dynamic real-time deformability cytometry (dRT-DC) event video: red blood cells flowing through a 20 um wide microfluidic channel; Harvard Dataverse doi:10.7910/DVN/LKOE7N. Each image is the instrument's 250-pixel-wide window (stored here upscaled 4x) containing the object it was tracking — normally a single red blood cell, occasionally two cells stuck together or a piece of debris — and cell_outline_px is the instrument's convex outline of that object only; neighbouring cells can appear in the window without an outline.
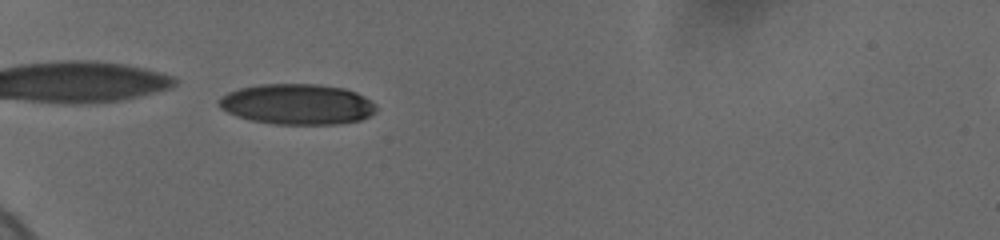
{"species": "human", "species_latin": "Homo sapiens", "temperature_condition": "cold", "stored_images_in_passage": 38, "camera_frame_rate_fps": 3000, "um_per_image_px": 0.085, "donor": {"sex": "female"}, "frame": {"image": 1, "passage_image": 1, "time_ms": 0.0, "image_size_px": [1000, 240], "cell_outline_px": [[376, 112], [360, 120], [336, 124], [276, 124], [252, 120], [236, 116], [220, 108], [216, 104], [228, 92], [240, 88], [260, 84], [316, 84], [344, 88], [356, 92], [372, 100], [376, 104]], "centroid_in_image_um": [25.29, 8.86], "position_along_channel_um": 59.7, "area_um2": 37.17}}
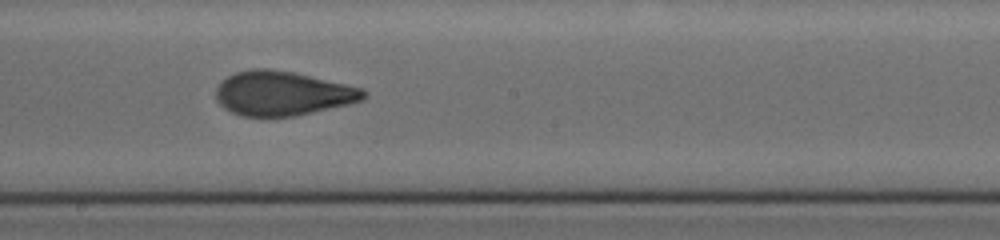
{"frame": {"image": 2, "passage_image": 16, "time_ms": 5.0, "image_size_px": [1000, 240], "cell_outline_px": [[368, 96], [364, 100], [348, 104], [296, 116], [240, 116], [224, 108], [216, 100], [216, 88], [228, 76], [236, 72], [252, 68], [264, 68], [292, 72], [364, 88], [368, 92]], "centroid_in_image_um": [24.04, 7.94], "position_along_channel_um": 224.2, "area_um2": 38.09}}
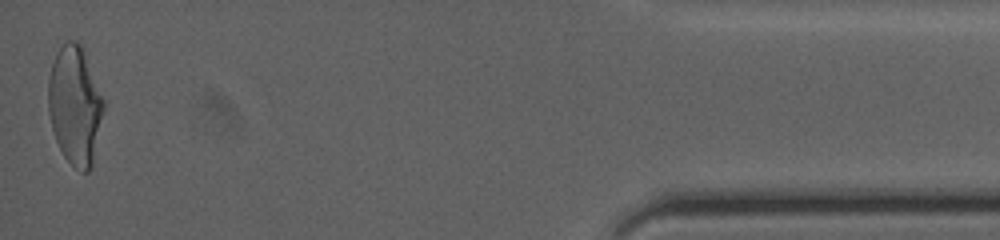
{"frame": {"image": 3, "passage_image": 38, "time_ms": 12.333, "image_size_px": [1000, 240], "cell_outline_px": [[104, 108], [92, 168], [88, 172], [84, 172], [76, 168], [64, 156], [56, 140], [52, 128], [48, 112], [48, 80], [52, 64], [60, 48], [68, 40], [76, 40], [80, 44], [84, 52], [104, 100]], "centroid_in_image_um": [6.37, 8.98], "position_along_channel_um": 428.8, "area_um2": 37.86}, "authors_computed_cell_mechanics": {"area_um2": 38.0902, "velocity_mm_per_s": 3.6824, "shape_relaxation_time_tau1_ms": 5.2489, "shape_relaxation_time_tau2_ms": 0.9963, "deformation_change_tau1": 0.1917, "deformation_change_tau2": 0.0796}}